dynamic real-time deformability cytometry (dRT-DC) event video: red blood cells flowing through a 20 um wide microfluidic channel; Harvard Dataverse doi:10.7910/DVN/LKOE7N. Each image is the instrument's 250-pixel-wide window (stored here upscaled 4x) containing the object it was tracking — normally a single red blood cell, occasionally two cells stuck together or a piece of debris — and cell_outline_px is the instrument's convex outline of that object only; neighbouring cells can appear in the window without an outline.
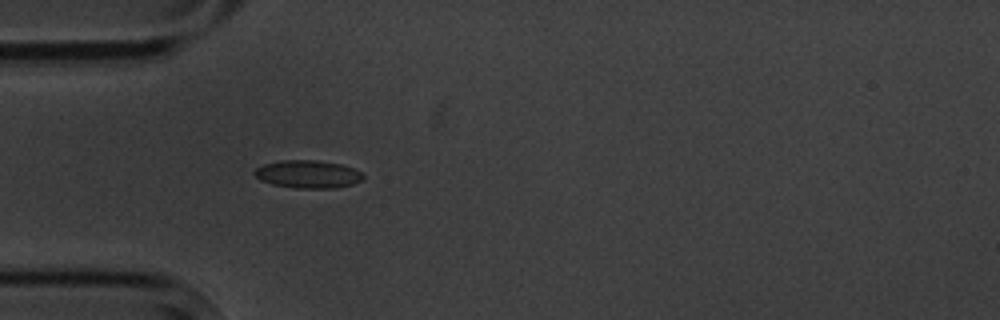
{"species": "common noctule bat (a hibernating species)", "species_latin": "Nyctalus noctula", "temperature_condition": "cold", "stored_images_in_passage": 3, "camera_frame_rate_fps": 3000, "um_per_image_px": 0.085, "animal": {"sex": "male", "body_mass_g": 20.1, "forearm_length_mm": 53.5}, "frame": {"image": 1, "passage_image": 3, "time_ms": 2.667, "image_size_px": [1000, 320], "cell_outline_px": [[364, 180], [352, 184], [336, 188], [296, 188], [272, 184], [260, 180], [252, 172], [256, 168], [264, 164], [280, 160], [316, 160], [340, 164], [352, 168], [360, 172], [364, 176]], "centroid_in_image_um": [26.16, 14.81], "position_along_channel_um": 58.8, "area_um2": 17.63}}